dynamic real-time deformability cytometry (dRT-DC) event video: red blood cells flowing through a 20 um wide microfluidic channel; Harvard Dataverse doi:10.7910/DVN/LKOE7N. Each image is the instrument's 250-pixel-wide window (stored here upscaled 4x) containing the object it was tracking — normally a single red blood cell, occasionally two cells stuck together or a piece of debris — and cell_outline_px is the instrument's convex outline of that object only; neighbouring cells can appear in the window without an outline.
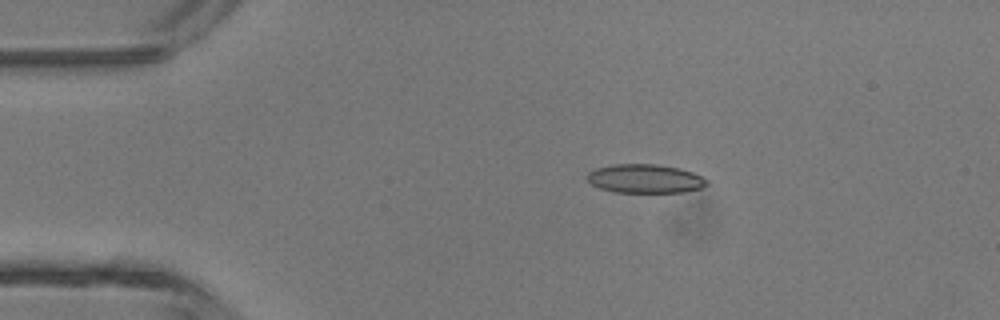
{"species": "common noctule bat (a hibernating species)", "species_latin": "Nyctalus noctula", "temperature_condition": "room temperature", "stored_images_in_passage": 6, "camera_frame_rate_fps": 3000, "um_per_image_px": 0.085, "animal": {"sex": "male", "body_mass_g": 13.3}, "frame": {"image": 1, "passage_image": 3, "time_ms": 0.667, "image_size_px": [1000, 320], "cell_outline_px": [[708, 184], [700, 188], [684, 192], [612, 192], [600, 188], [592, 184], [588, 180], [588, 172], [596, 168], [612, 164], [656, 164], [680, 168], [692, 172], [708, 180]], "centroid_in_image_um": [54.83, 15.18], "position_along_channel_um": 30.2, "area_um2": 20.06}}